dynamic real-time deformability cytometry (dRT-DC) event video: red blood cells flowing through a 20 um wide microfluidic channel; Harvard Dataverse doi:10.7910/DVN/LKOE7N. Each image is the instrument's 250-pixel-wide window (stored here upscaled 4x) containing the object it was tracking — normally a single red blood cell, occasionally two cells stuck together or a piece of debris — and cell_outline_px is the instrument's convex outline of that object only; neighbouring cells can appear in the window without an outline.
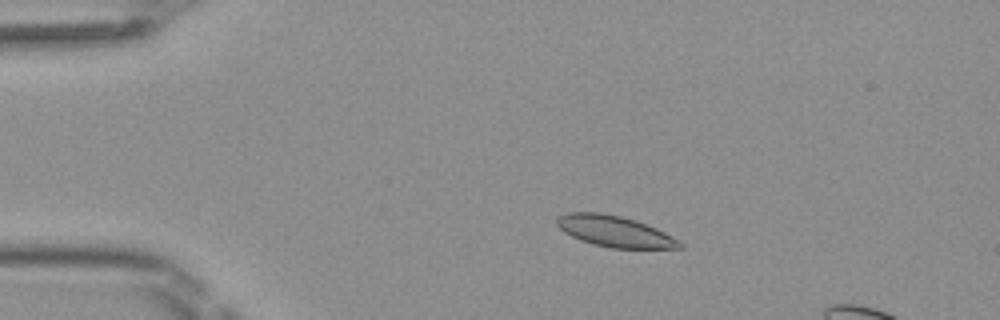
{"species": "Egyptian fruit bat (a non-hibernating species)", "species_latin": "Rousettus aegyptiacus", "temperature_condition": "room temperature", "stored_images_in_passage": 15, "camera_frame_rate_fps": 3000, "um_per_image_px": 0.085, "frame": {"image": 1, "passage_image": 9, "time_ms": 2.667, "image_size_px": [1000, 320], "cell_outline_px": [[684, 248], [612, 248], [592, 244], [580, 240], [564, 232], [556, 224], [556, 220], [560, 216], [568, 212], [600, 212], [620, 216], [636, 220], [656, 228], [680, 240], [684, 244]], "centroid_in_image_um": [52.27, 19.67], "position_along_channel_um": 32.7, "area_um2": 22.25}}